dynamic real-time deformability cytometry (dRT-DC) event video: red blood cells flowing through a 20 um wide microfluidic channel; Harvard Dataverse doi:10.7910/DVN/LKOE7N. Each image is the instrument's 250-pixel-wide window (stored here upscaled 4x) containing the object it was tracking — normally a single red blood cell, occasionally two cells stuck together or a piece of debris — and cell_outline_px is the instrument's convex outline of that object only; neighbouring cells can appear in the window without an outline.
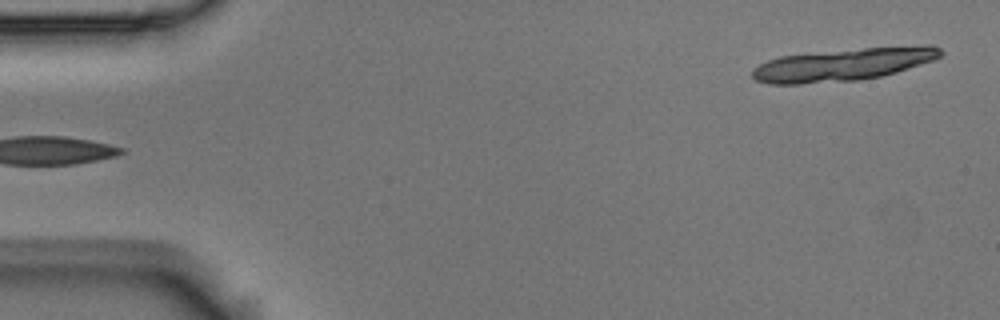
{"species": "Egyptian fruit bat (a non-hibernating species)", "species_latin": "Rousettus aegyptiacus", "temperature_condition": "room temperature", "stored_images_in_passage": 18, "segment_of_instrument_passage": [1, 2], "camera_frame_rate_fps": 3000, "um_per_image_px": 0.085, "animal": {"sex": "male"}, "frame": {"image": 1, "passage_image": 1, "time_ms": 0.0, "image_size_px": [1000, 320], "cell_outline_px": [[944, 52], [940, 56], [932, 60], [896, 72], [880, 76], [860, 80], [800, 84], [768, 84], [756, 80], [752, 76], [752, 68], [768, 60], [780, 56], [864, 48], [928, 44], [932, 44], [940, 48]], "centroid_in_image_um": [71.68, 5.48], "position_along_channel_um": 13.3, "area_um2": 35.6}}